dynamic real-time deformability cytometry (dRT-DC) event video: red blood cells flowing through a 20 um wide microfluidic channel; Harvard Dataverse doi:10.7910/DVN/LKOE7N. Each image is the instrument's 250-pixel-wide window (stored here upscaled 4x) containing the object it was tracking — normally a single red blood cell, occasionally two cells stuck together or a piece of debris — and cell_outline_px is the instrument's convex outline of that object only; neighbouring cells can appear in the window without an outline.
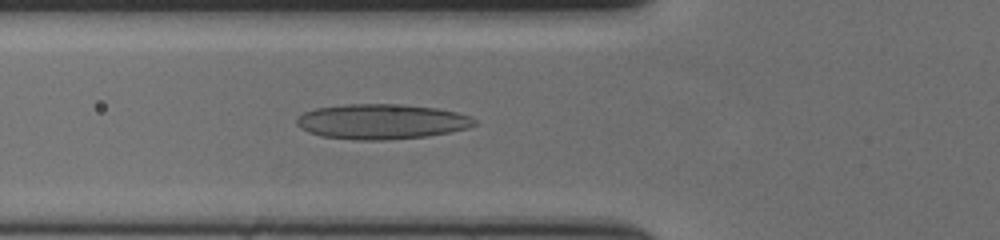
{"species": "human", "species_latin": "Homo sapiens", "temperature_condition": "cold", "stored_images_in_passage": 57, "camera_frame_rate_fps": 3000, "um_per_image_px": 0.085, "donor": {"sex": "female"}, "frame": {"image": 1, "passage_image": 20, "time_ms": 6.333, "image_size_px": [1000, 240], "cell_outline_px": [[476, 124], [468, 128], [428, 136], [384, 140], [356, 140], [320, 136], [308, 132], [300, 128], [296, 124], [296, 120], [304, 112], [316, 108], [344, 104], [404, 104], [436, 108], [456, 112], [472, 116], [476, 120]], "centroid_in_image_um": [32.43, 10.33], "position_along_channel_um": 93.4, "area_um2": 36.53}}
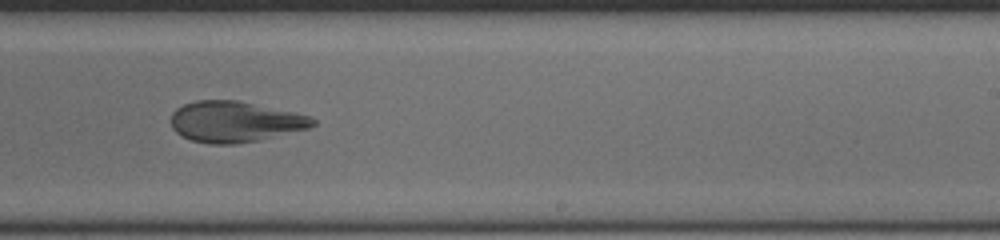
{"frame": {"image": 2, "passage_image": 35, "time_ms": 11.333, "image_size_px": [1000, 240], "cell_outline_px": [[316, 124], [308, 128], [260, 140], [236, 144], [208, 144], [192, 140], [180, 136], [172, 128], [172, 112], [176, 108], [184, 104], [196, 100], [236, 100], [296, 112], [312, 116], [316, 120]], "centroid_in_image_um": [19.98, 10.34], "position_along_channel_um": 269.0, "area_um2": 33.93}}
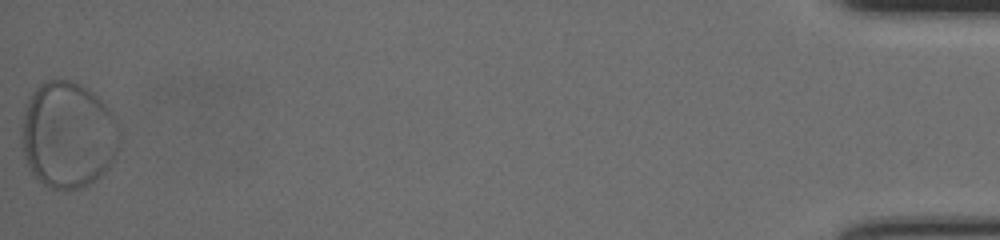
{"frame": {"image": 3, "passage_image": 57, "time_ms": 18.667, "image_size_px": [1000, 240], "cell_outline_px": [[120, 148], [108, 168], [100, 176], [88, 184], [80, 188], [64, 192], [52, 188], [44, 184], [32, 172], [24, 156], [20, 128], [28, 96], [44, 80], [68, 80], [88, 88], [104, 100], [112, 112], [120, 128]], "centroid_in_image_um": [5.8, 11.46], "position_along_channel_um": 429.4, "area_um2": 61.61}, "authors_computed_cell_mechanics": {"area_um2": 38.0324, "velocity_mm_per_s": 3.5162, "shape_relaxation_time_tau1_ms": null, "shape_relaxation_time_tau2_ms": 1.1325, "deformation_change_tau1": null, "deformation_change_tau2": 0.0662}}